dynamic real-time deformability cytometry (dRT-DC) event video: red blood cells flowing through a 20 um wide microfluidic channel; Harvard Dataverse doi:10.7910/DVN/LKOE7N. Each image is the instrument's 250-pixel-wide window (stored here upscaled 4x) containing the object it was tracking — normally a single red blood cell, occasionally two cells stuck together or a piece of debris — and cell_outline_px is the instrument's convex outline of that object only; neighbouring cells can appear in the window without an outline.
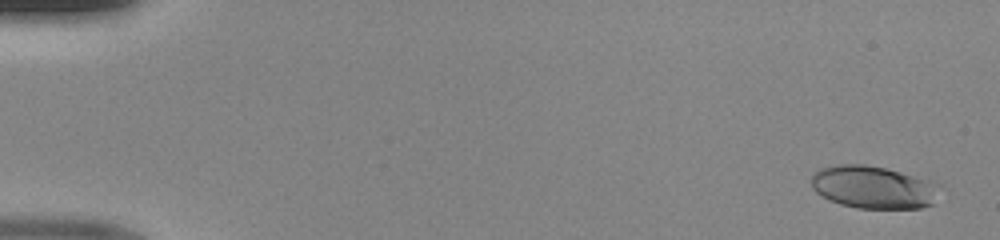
{"species": "human", "species_latin": "Homo sapiens", "temperature_condition": "room temperature", "stored_images_in_passage": 49, "camera_frame_rate_fps": 3000, "um_per_image_px": 0.085, "donor": {"sex": "male"}, "frame": {"image": 1, "passage_image": 2, "time_ms": 0.333, "image_size_px": [1000, 240], "cell_outline_px": [[932, 204], [920, 208], [856, 208], [840, 204], [828, 200], [820, 196], [812, 188], [812, 176], [820, 168], [840, 164], [864, 164], [884, 168], [900, 172], [924, 180], [932, 184]], "centroid_in_image_um": [74.05, 15.92], "position_along_channel_um": 10.9, "area_um2": 30.87}}
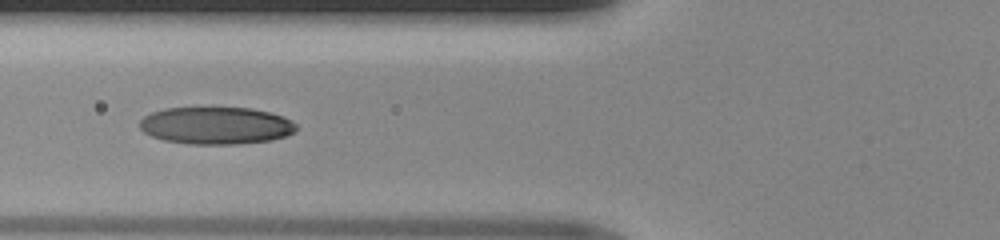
{"frame": {"image": 2, "passage_image": 20, "time_ms": 6.333, "image_size_px": [1000, 240], "cell_outline_px": [[300, 128], [296, 132], [272, 140], [240, 144], [188, 144], [164, 140], [152, 136], [144, 132], [140, 128], [140, 120], [144, 116], [152, 112], [164, 108], [252, 108], [284, 116], [292, 120]], "centroid_in_image_um": [18.4, 10.68], "position_along_channel_um": 107.4, "area_um2": 34.28}}
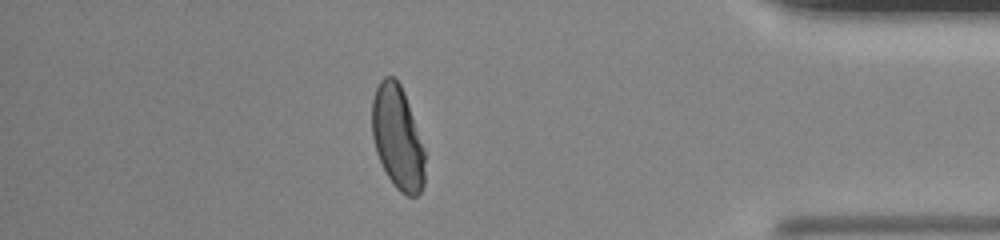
{"frame": {"image": 3, "passage_image": 43, "time_ms": 14.0, "image_size_px": [1000, 240], "cell_outline_px": [[424, 184], [420, 192], [416, 196], [408, 196], [400, 192], [392, 184], [376, 152], [372, 136], [372, 100], [376, 88], [380, 80], [384, 76], [392, 76], [400, 84], [404, 92], [424, 148]], "centroid_in_image_um": [33.78, 11.7], "position_along_channel_um": 401.4, "area_um2": 31.73}}